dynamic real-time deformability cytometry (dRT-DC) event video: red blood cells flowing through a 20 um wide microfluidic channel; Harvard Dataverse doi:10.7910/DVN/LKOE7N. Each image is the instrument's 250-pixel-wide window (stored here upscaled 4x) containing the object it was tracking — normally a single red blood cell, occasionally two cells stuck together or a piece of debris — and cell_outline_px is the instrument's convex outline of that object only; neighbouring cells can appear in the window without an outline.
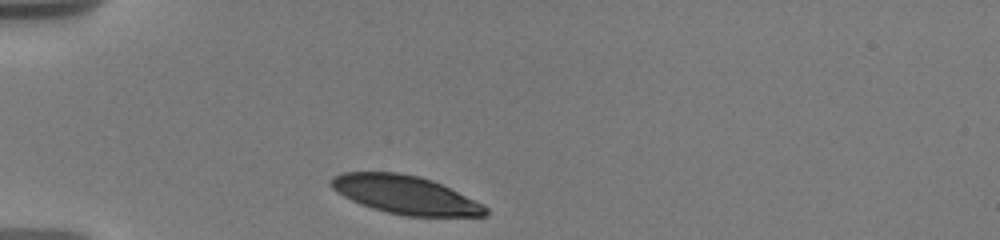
{"species": "human", "species_latin": "Homo sapiens", "temperature_condition": "warm", "stored_images_in_passage": 5, "camera_frame_rate_fps": 3000, "um_per_image_px": 0.085, "donor": {"sex": "male"}, "frame": {"image": 1, "passage_image": 1, "time_ms": 0.0, "image_size_px": [1000, 240], "cell_outline_px": [[488, 216], [404, 216], [372, 208], [360, 204], [344, 196], [332, 188], [328, 184], [328, 180], [332, 176], [340, 172], [396, 172], [420, 176], [432, 180], [484, 204], [488, 208]], "centroid_in_image_um": [34.43, 16.55], "position_along_channel_um": 50.6, "area_um2": 34.62}}
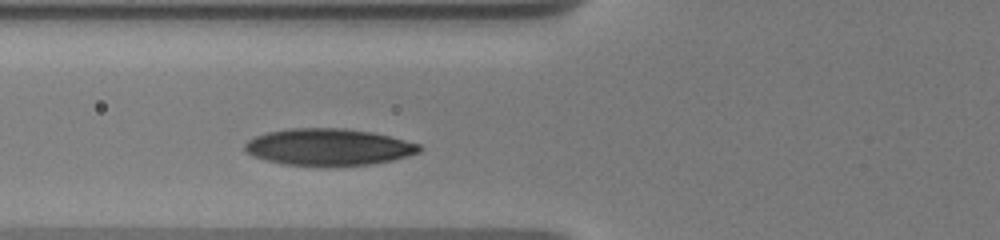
{"frame": {"image": 2, "passage_image": 5, "time_ms": 2.0, "image_size_px": [1000, 240], "cell_outline_px": [[420, 152], [408, 156], [392, 160], [368, 164], [284, 164], [264, 160], [252, 156], [244, 152], [244, 144], [248, 140], [256, 136], [268, 132], [288, 128], [344, 128], [372, 132], [420, 144]], "centroid_in_image_um": [27.88, 12.47], "position_along_channel_um": 97.9, "area_um2": 36.82}}